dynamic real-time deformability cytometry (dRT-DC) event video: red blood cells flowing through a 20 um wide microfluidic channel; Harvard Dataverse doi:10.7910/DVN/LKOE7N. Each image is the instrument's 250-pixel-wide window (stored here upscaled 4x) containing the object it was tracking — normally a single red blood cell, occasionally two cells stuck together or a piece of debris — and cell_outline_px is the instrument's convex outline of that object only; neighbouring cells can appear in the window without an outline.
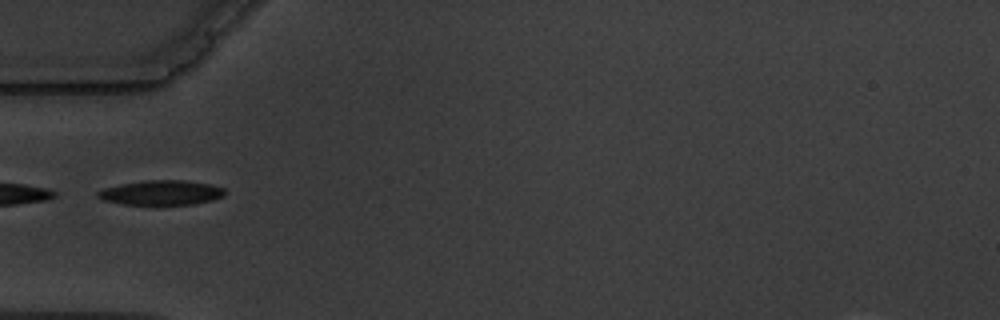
{"species": "common noctule bat (a hibernating species)", "species_latin": "Nyctalus noctula", "temperature_condition": "warm", "stored_images_in_passage": 3, "camera_frame_rate_fps": 3000, "um_per_image_px": 0.085, "animal": {"sex": "male", "body_mass_g": 19.5, "forearm_length_mm": 54.6}, "frame": {"image": 1, "passage_image": 2, "time_ms": 1.0, "image_size_px": [1000, 320], "cell_outline_px": [[224, 196], [212, 200], [192, 204], [156, 208], [124, 204], [104, 200], [96, 196], [96, 192], [104, 188], [120, 184], [144, 180], [184, 180], [212, 184], [224, 188]], "centroid_in_image_um": [13.69, 16.42], "position_along_channel_um": 71.3, "area_um2": 19.19}}
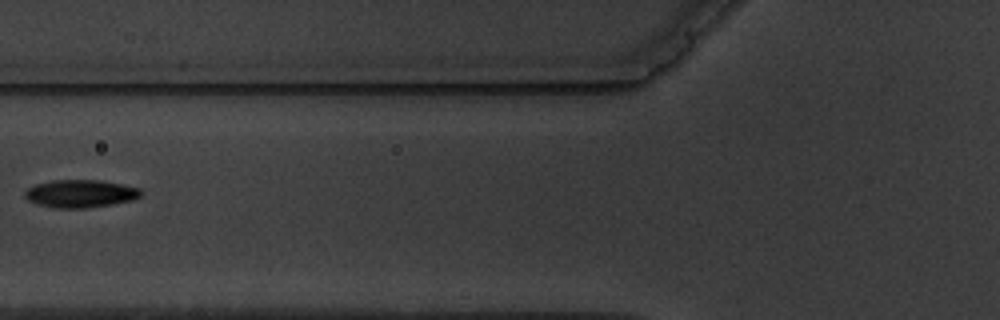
{"frame": {"image": 2, "passage_image": 3, "time_ms": 2.333, "image_size_px": [1000, 320], "cell_outline_px": [[144, 192], [140, 196], [132, 200], [112, 204], [88, 208], [56, 208], [36, 204], [28, 200], [24, 196], [24, 192], [28, 188], [36, 184], [52, 180], [100, 180], [124, 184], [140, 188]], "centroid_in_image_um": [6.85, 16.45], "position_along_channel_um": 118.9, "area_um2": 18.96}}